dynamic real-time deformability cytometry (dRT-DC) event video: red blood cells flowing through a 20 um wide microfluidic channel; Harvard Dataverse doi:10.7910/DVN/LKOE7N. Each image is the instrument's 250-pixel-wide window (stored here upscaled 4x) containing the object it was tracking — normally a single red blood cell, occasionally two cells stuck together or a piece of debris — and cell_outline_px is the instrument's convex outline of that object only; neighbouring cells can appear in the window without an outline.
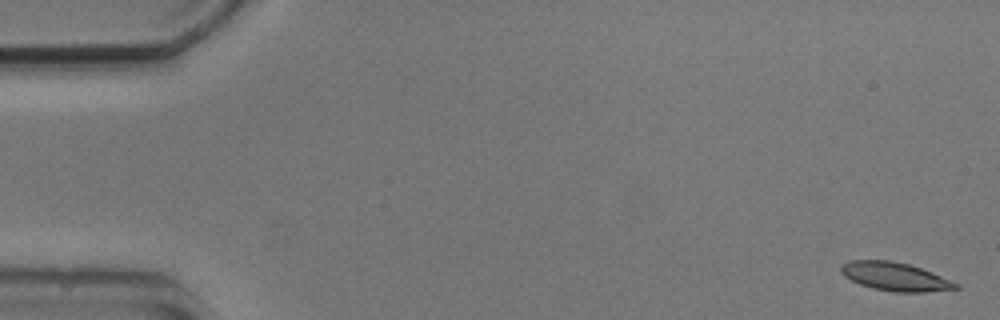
{"species": "common noctule bat (a hibernating species)", "species_latin": "Nyctalus noctula", "temperature_condition": "cold", "stored_images_in_passage": 5, "camera_frame_rate_fps": 3000, "um_per_image_px": 0.085, "animal": {"sex": "male", "body_mass_g": 20.5, "forearm_length_mm": 52.5}, "frame": {"image": 1, "passage_image": 1, "time_ms": 0.0, "image_size_px": [1000, 320], "cell_outline_px": [[960, 288], [924, 292], [896, 292], [872, 288], [860, 284], [844, 276], [840, 272], [840, 264], [852, 260], [892, 260], [908, 264], [932, 272], [960, 284]], "centroid_in_image_um": [76.07, 23.5], "position_along_channel_um": 8.9, "area_um2": 19.02}}
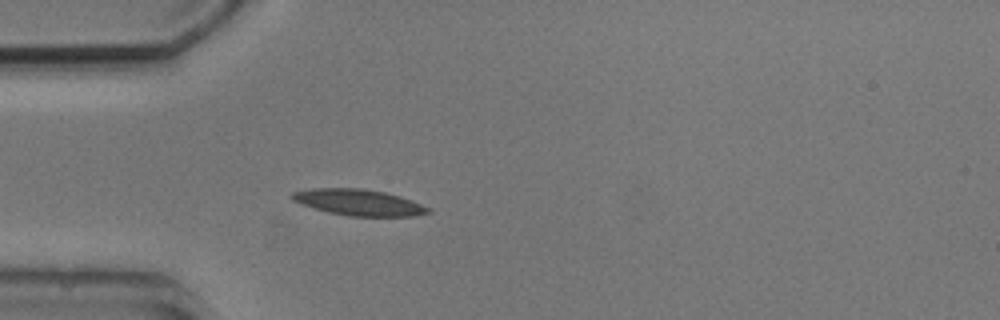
{"frame": {"image": 2, "passage_image": 5, "time_ms": 4.667, "image_size_px": [1000, 320], "cell_outline_px": [[432, 212], [412, 216], [348, 216], [328, 212], [292, 200], [288, 196], [292, 192], [312, 188], [364, 188], [384, 192], [400, 196], [432, 208]], "centroid_in_image_um": [30.51, 17.2], "position_along_channel_um": 54.5, "area_um2": 20.75}}